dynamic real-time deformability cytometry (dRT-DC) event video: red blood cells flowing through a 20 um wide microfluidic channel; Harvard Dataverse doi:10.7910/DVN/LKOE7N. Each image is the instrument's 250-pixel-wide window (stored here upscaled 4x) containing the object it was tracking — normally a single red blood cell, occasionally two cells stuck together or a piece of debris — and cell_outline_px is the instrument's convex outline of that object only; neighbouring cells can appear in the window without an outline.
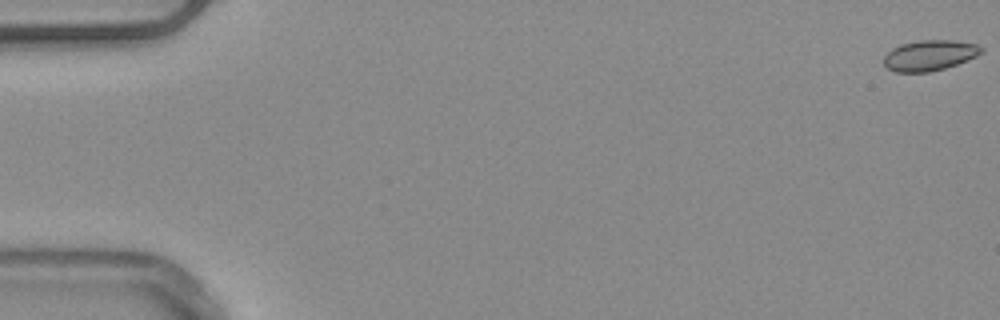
{"species": "common noctule bat (a hibernating species)", "species_latin": "Nyctalus noctula", "temperature_condition": "warm", "stored_images_in_passage": 8, "camera_frame_rate_fps": 3000, "um_per_image_px": 0.085, "animal": {"sex": "male", "body_mass_g": 20.4}, "frame": {"image": 1, "passage_image": 1, "time_ms": 0.0, "image_size_px": [1000, 320], "cell_outline_px": [[984, 52], [968, 60], [944, 68], [928, 72], [896, 72], [888, 68], [884, 64], [884, 56], [892, 48], [900, 44], [920, 40], [956, 40], [976, 44], [984, 48]], "centroid_in_image_um": [79.03, 4.69], "position_along_channel_um": 6.0, "area_um2": 17.4}}